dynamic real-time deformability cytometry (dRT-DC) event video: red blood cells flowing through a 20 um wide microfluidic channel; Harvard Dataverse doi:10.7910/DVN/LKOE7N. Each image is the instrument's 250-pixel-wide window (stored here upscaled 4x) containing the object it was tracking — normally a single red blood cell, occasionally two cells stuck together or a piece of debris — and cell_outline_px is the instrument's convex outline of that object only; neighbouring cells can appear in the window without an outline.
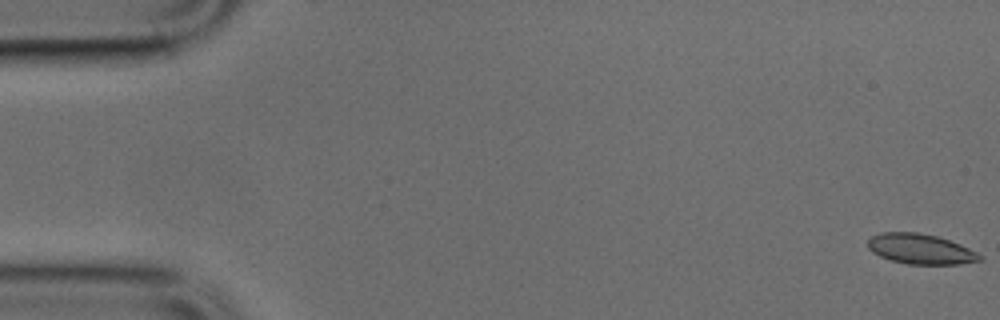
{"species": "common noctule bat (a hibernating species)", "species_latin": "Nyctalus noctula", "temperature_condition": "cold", "stored_images_in_passage": 17, "camera_frame_rate_fps": 3000, "um_per_image_px": 0.085, "animal": {"sex": "male", "body_mass_g": 17.9, "forearm_length_mm": 54.2}, "frame": {"image": 1, "passage_image": 1, "time_ms": 0.0, "image_size_px": [1000, 320], "cell_outline_px": [[984, 260], [960, 264], [908, 264], [892, 260], [880, 256], [872, 252], [868, 248], [868, 240], [872, 236], [880, 232], [916, 232], [936, 236], [960, 244], [984, 256]], "centroid_in_image_um": [78.26, 21.17], "position_along_channel_um": 6.7, "area_um2": 19.65}}
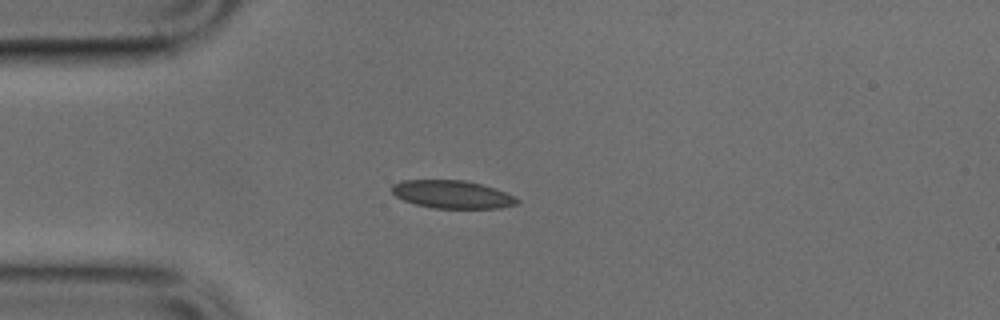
{"frame": {"image": 2, "passage_image": 13, "time_ms": 4.0, "image_size_px": [1000, 320], "cell_outline_px": [[520, 204], [500, 208], [432, 208], [416, 204], [404, 200], [396, 196], [392, 192], [392, 184], [404, 180], [464, 180], [480, 184], [504, 192], [520, 200]], "centroid_in_image_um": [38.43, 16.53], "position_along_channel_um": 46.6, "area_um2": 20.23}}